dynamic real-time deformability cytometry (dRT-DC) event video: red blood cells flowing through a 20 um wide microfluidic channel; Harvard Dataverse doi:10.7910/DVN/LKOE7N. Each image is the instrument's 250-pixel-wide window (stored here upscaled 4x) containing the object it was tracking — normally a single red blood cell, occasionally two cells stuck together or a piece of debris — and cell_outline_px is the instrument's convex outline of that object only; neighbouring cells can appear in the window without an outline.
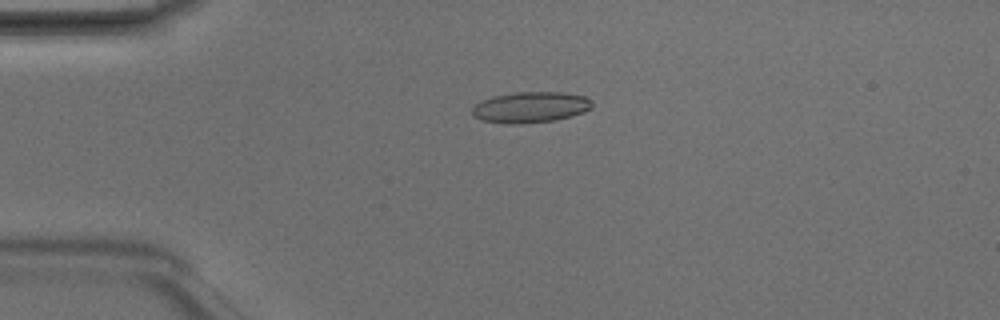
{"species": "Egyptian fruit bat (a non-hibernating species)", "species_latin": "Rousettus aegyptiacus", "temperature_condition": "room temperature", "stored_images_in_passage": 3, "camera_frame_rate_fps": 3000, "um_per_image_px": 0.085, "animal": {"sex": "male"}, "frame": {"image": 1, "passage_image": 2, "time_ms": 0.333, "image_size_px": [1000, 320], "cell_outline_px": [[592, 108], [584, 112], [572, 116], [556, 120], [524, 124], [504, 124], [480, 120], [472, 116], [472, 108], [480, 100], [492, 96], [516, 92], [564, 92], [584, 96], [592, 100]], "centroid_in_image_um": [45.07, 9.12], "position_along_channel_um": 39.9, "area_um2": 22.02}}